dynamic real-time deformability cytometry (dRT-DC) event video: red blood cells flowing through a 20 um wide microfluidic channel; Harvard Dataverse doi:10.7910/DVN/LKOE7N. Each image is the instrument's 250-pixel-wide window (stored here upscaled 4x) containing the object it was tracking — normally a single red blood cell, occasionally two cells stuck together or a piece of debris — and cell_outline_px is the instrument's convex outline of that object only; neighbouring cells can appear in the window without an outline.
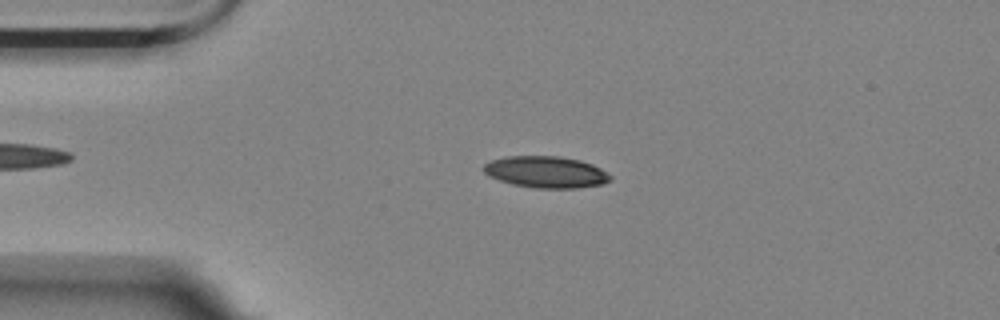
{"species": "Egyptian fruit bat (a non-hibernating species)", "species_latin": "Rousettus aegyptiacus", "temperature_condition": "room temperature", "stored_images_in_passage": 42, "camera_frame_rate_fps": 3000, "um_per_image_px": 0.085, "animal": {"sex": "female"}, "frame": {"image": 1, "passage_image": 4, "time_ms": 1.0, "image_size_px": [1000, 320], "cell_outline_px": [[612, 180], [604, 184], [576, 188], [536, 188], [512, 184], [488, 176], [480, 168], [484, 164], [492, 160], [508, 156], [560, 156], [580, 160], [592, 164], [600, 168], [612, 176]], "centroid_in_image_um": [46.41, 14.62], "position_along_channel_um": 38.6, "area_um2": 23.47}}
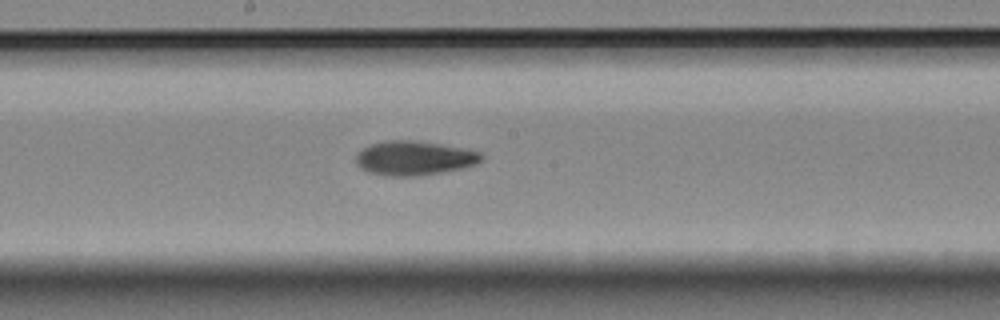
{"frame": {"image": 2, "passage_image": 21, "time_ms": 6.667, "image_size_px": [1000, 320], "cell_outline_px": [[484, 156], [476, 164], [460, 168], [440, 172], [416, 176], [384, 176], [368, 172], [360, 168], [356, 164], [356, 156], [364, 148], [372, 144], [384, 140], [412, 140], [440, 144], [480, 152]], "centroid_in_image_um": [35.16, 13.44], "position_along_channel_um": 213.0, "area_um2": 24.8}}
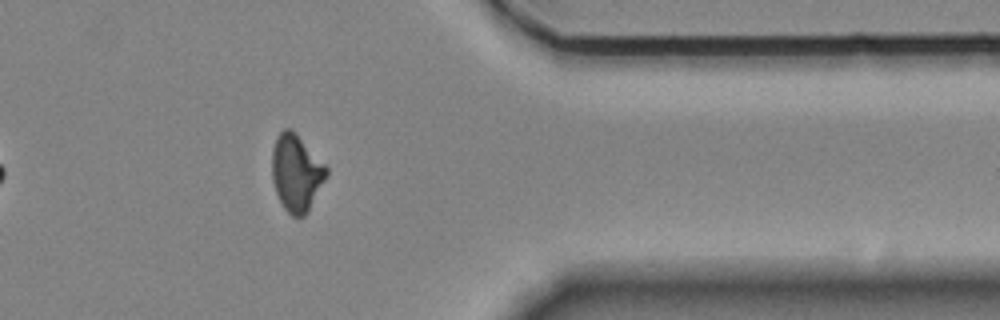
{"frame": {"image": 3, "passage_image": 37, "time_ms": 12.0, "image_size_px": [1000, 320], "cell_outline_px": [[328, 176], [308, 212], [304, 216], [292, 216], [284, 208], [276, 192], [272, 180], [272, 152], [276, 136], [284, 128], [292, 128], [328, 168]], "centroid_in_image_um": [25.2, 14.68], "position_along_channel_um": 386.2, "area_um2": 24.45}, "authors_computed_cell_mechanics": {"area_um2": 24.1315, "velocity_mm_per_s": 3.5319, "shape_relaxation_time_tau1_ms": 6.5218, "shape_relaxation_time_tau2_ms": 3.5312, "deformation_change_tau1": 0.172, "deformation_change_tau2": 0.0959}}